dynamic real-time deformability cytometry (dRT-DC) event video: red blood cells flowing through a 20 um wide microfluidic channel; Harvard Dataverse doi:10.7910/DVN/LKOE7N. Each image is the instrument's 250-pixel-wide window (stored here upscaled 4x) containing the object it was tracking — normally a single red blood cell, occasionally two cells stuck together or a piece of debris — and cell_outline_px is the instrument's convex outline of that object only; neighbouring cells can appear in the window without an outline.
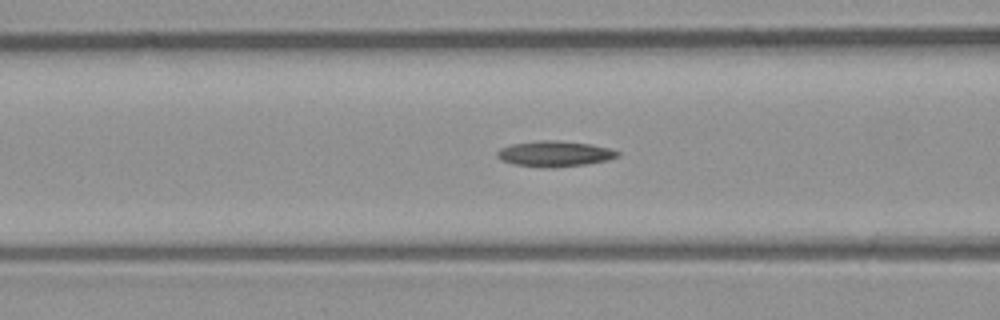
{"species": "common noctule bat (a hibernating species)", "species_latin": "Nyctalus noctula", "temperature_condition": "room temperature", "stored_images_in_passage": 32, "camera_frame_rate_fps": 3000, "um_per_image_px": 0.085, "animal": {"sex": "male", "body_mass_g": 23.1, "forearm_length_mm": 52.7}, "frame": {"image": 1, "passage_image": 12, "time_ms": 3.667, "image_size_px": [1000, 320], "cell_outline_px": [[620, 156], [608, 160], [588, 164], [552, 168], [540, 168], [512, 164], [500, 160], [496, 156], [496, 152], [500, 148], [512, 144], [540, 140], [556, 140], [592, 144], [608, 148], [620, 152]], "centroid_in_image_um": [47.13, 13.08], "position_along_channel_um": 119.5, "area_um2": 18.32}}
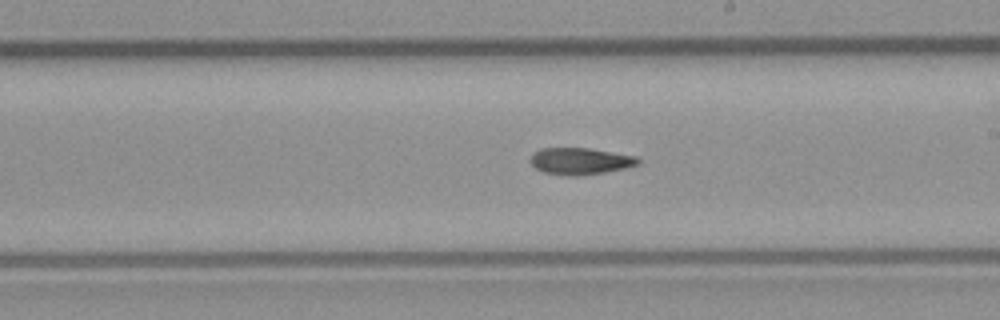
{"frame": {"image": 2, "passage_image": 21, "time_ms": 6.667, "image_size_px": [1000, 320], "cell_outline_px": [[640, 164], [624, 168], [604, 172], [580, 176], [568, 176], [544, 172], [536, 168], [532, 164], [532, 156], [540, 148], [588, 148], [636, 156], [640, 160]], "centroid_in_image_um": [49.35, 13.7], "position_along_channel_um": 239.7, "area_um2": 16.59}}
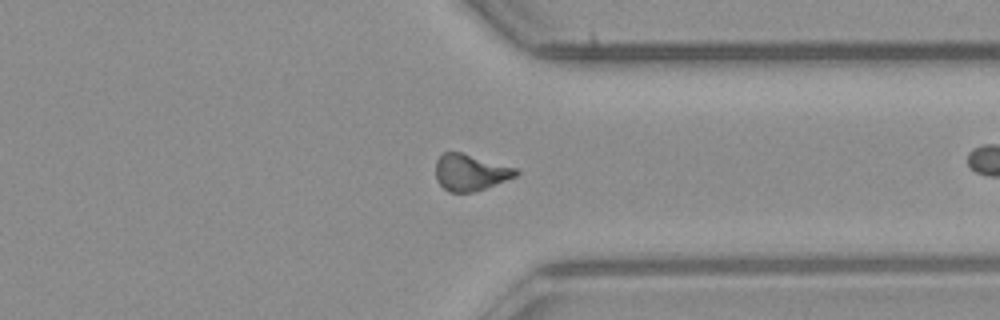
{"frame": {"image": 3, "passage_image": 31, "time_ms": 10.0, "image_size_px": [1000, 320], "cell_outline_px": [[520, 172], [516, 176], [484, 188], [472, 192], [448, 192], [436, 180], [436, 160], [444, 152], [460, 152], [516, 168]], "centroid_in_image_um": [39.95, 14.65], "position_along_channel_um": 371.4, "area_um2": 16.76}}